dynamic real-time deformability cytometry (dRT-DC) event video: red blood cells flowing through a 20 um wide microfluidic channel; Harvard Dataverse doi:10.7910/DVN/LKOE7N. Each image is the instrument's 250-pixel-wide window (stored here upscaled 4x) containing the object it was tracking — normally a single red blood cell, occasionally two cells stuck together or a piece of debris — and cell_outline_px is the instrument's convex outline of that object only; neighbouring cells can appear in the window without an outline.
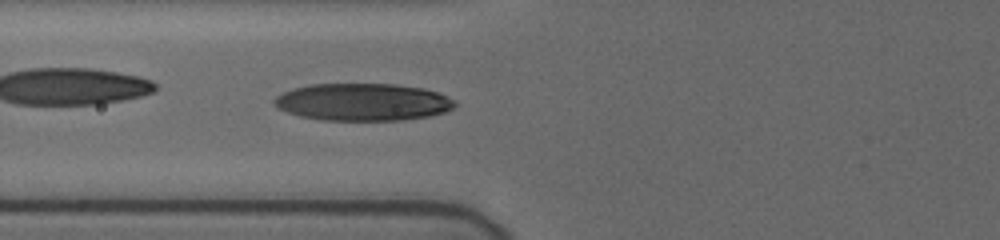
{"species": "human", "species_latin": "Homo sapiens", "temperature_condition": "cold", "stored_images_in_passage": 41, "camera_frame_rate_fps": 3000, "um_per_image_px": 0.085, "donor": {"sex": "female"}, "frame": {"image": 1, "passage_image": 13, "time_ms": 4.0, "image_size_px": [1000, 240], "cell_outline_px": [[456, 104], [452, 108], [444, 112], [428, 116], [400, 120], [320, 120], [300, 116], [288, 112], [280, 108], [272, 100], [276, 96], [292, 88], [312, 84], [392, 84], [420, 88], [436, 92], [452, 100]], "centroid_in_image_um": [30.79, 8.67], "position_along_channel_um": 95.0, "area_um2": 38.84}}
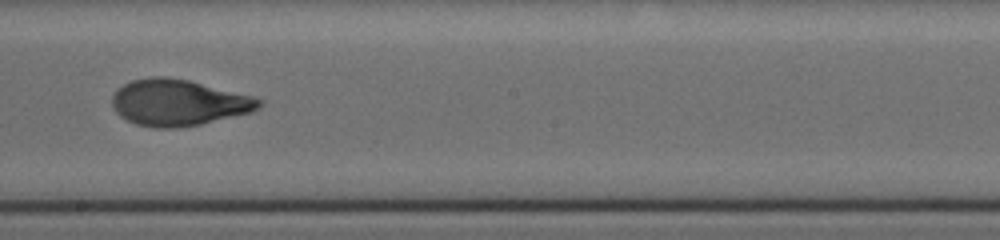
{"frame": {"image": 2, "passage_image": 24, "time_ms": 7.667, "image_size_px": [1000, 240], "cell_outline_px": [[264, 104], [260, 108], [252, 112], [200, 124], [176, 128], [156, 128], [136, 124], [120, 116], [112, 108], [112, 96], [116, 88], [132, 80], [152, 76], [164, 76], [188, 80], [252, 96], [264, 100]], "centroid_in_image_um": [15.16, 8.72], "position_along_channel_um": 233.0, "area_um2": 39.71}}
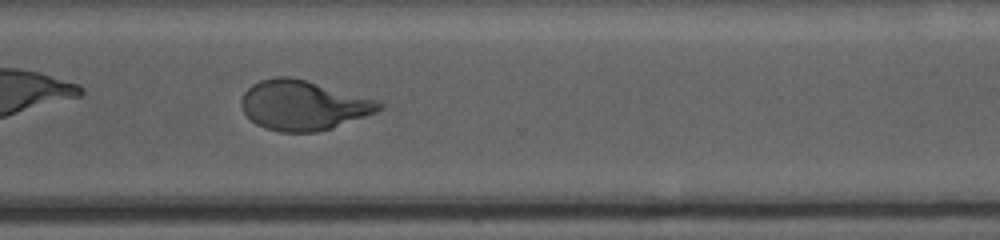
{"frame": {"image": 3, "passage_image": 33, "time_ms": 10.667, "image_size_px": [1000, 240], "cell_outline_px": [[384, 108], [376, 112], [332, 128], [316, 132], [280, 132], [264, 128], [256, 124], [244, 112], [240, 104], [240, 100], [244, 92], [252, 84], [260, 80], [276, 76], [288, 76], [304, 80], [372, 100], [384, 104]], "centroid_in_image_um": [25.7, 8.96], "position_along_channel_um": 344.9, "area_um2": 39.25}, "authors_computed_cell_mechanics": {"area_um2": 39.1306, "velocity_mm_per_s": 3.7463, "shape_relaxation_time_tau1_ms": 3.8413, "shape_relaxation_time_tau2_ms": 1.096, "deformation_change_tau1": 0.1774, "deformation_change_tau2": 0.0699}}